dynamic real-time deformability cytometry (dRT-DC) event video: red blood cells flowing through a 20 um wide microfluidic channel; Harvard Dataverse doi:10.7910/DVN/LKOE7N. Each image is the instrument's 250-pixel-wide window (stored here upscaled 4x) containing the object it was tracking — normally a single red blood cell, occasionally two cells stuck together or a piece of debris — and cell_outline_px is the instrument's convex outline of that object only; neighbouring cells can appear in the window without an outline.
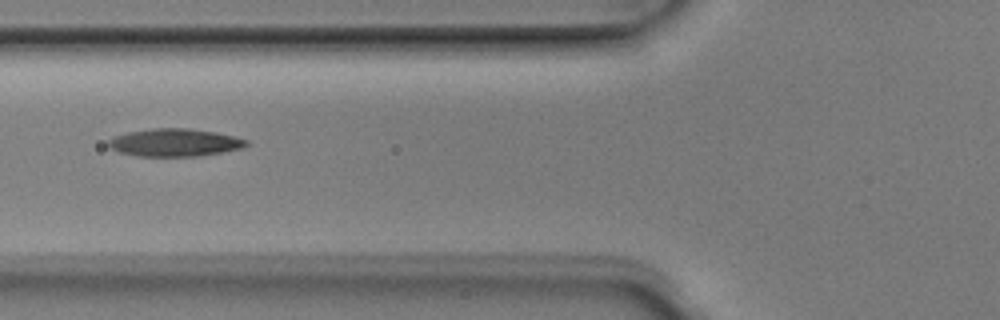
{"species": "Egyptian fruit bat (a non-hibernating species)", "species_latin": "Rousettus aegyptiacus", "temperature_condition": "room temperature", "stored_images_in_passage": 5, "camera_frame_rate_fps": 3000, "um_per_image_px": 0.085, "animal": {"sex": "male"}, "frame": {"image": 1, "passage_image": 4, "time_ms": 1.0, "image_size_px": [1000, 320], "cell_outline_px": [[248, 144], [244, 148], [200, 156], [136, 156], [120, 152], [112, 148], [108, 144], [108, 140], [112, 136], [128, 132], [156, 128], [188, 128], [216, 132], [248, 140]], "centroid_in_image_um": [14.86, 12.12], "position_along_channel_um": 110.9, "area_um2": 22.25}}
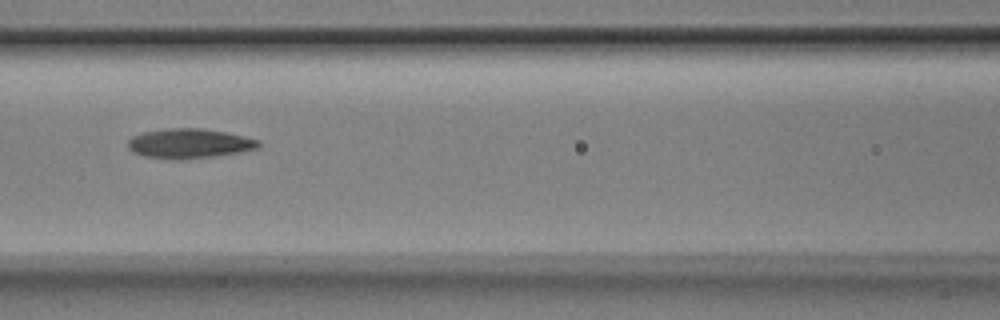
{"frame": {"image": 2, "passage_image": 5, "time_ms": 1.333, "image_size_px": [1000, 320], "cell_outline_px": [[260, 144], [256, 148], [240, 152], [216, 156], [176, 160], [144, 156], [132, 152], [128, 148], [128, 140], [132, 136], [144, 132], [168, 128], [200, 128], [224, 132], [244, 136], [260, 140]], "centroid_in_image_um": [16.06, 12.2], "position_along_channel_um": 150.5, "area_um2": 22.54}}